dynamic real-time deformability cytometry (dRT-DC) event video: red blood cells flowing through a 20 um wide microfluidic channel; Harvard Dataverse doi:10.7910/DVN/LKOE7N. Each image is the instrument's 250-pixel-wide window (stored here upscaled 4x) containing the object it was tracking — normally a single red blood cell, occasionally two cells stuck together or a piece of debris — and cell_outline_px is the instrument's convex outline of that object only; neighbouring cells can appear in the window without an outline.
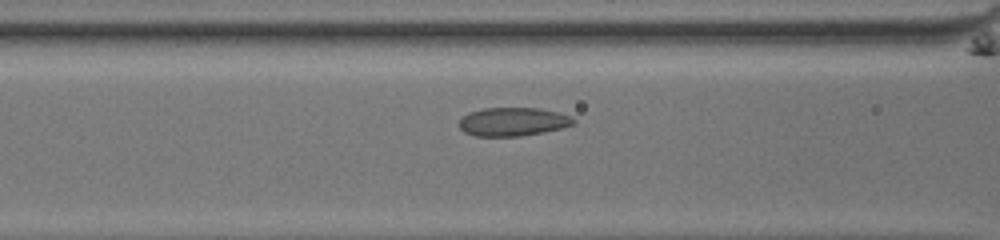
{"species": "common noctule bat (a hibernating species)", "species_latin": "Nyctalus noctula", "temperature_condition": "room temperature", "stored_images_in_passage": 34, "camera_frame_rate_fps": 3000, "um_per_image_px": 0.085, "animal": {"sex": "male", "body_mass_g": 13.0, "forearm_length_mm": 53.1}, "frame": {"image": 1, "passage_image": 6, "time_ms": 1.667, "image_size_px": [1000, 240], "cell_outline_px": [[576, 124], [544, 132], [520, 136], [476, 136], [464, 132], [460, 128], [460, 120], [468, 112], [484, 108], [540, 108], [572, 116], [576, 120]], "centroid_in_image_um": [43.62, 10.34], "position_along_channel_um": 123.0, "area_um2": 19.02}}
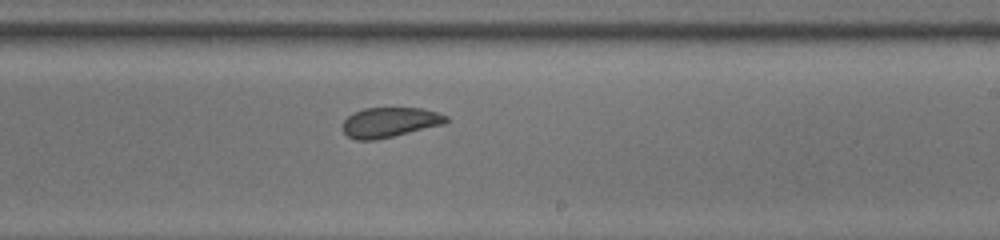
{"frame": {"image": 2, "passage_image": 16, "time_ms": 5.0, "image_size_px": [1000, 240], "cell_outline_px": [[448, 120], [444, 124], [376, 140], [356, 140], [348, 136], [344, 132], [344, 120], [352, 112], [364, 108], [420, 108], [436, 112], [448, 116]], "centroid_in_image_um": [33.12, 10.39], "position_along_channel_um": 255.9, "area_um2": 17.92}}
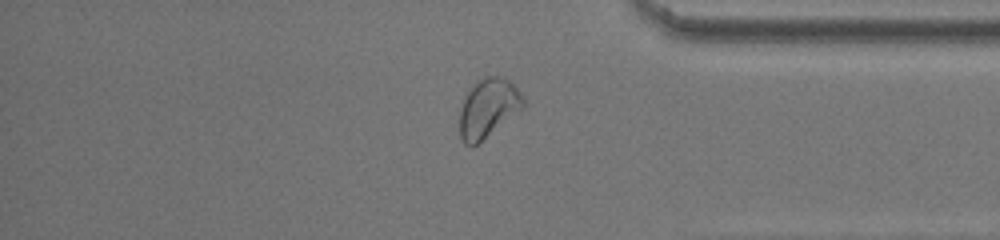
{"frame": {"image": 3, "passage_image": 27, "time_ms": 8.667, "image_size_px": [1000, 240], "cell_outline_px": [[524, 108], [472, 148], [464, 144], [460, 136], [460, 108], [464, 96], [484, 76], [504, 76], [516, 88], [524, 100]], "centroid_in_image_um": [41.48, 9.22], "position_along_channel_um": 393.7, "area_um2": 21.68}, "authors_computed_cell_mechanics": {"area_um2": 18.6983, "velocity_mm_per_s": 3.9832, "shape_relaxation_time_tau1_ms": null, "shape_relaxation_time_tau2_ms": 2.3471, "deformation_change_tau1": null, "deformation_change_tau2": 0.0829}}